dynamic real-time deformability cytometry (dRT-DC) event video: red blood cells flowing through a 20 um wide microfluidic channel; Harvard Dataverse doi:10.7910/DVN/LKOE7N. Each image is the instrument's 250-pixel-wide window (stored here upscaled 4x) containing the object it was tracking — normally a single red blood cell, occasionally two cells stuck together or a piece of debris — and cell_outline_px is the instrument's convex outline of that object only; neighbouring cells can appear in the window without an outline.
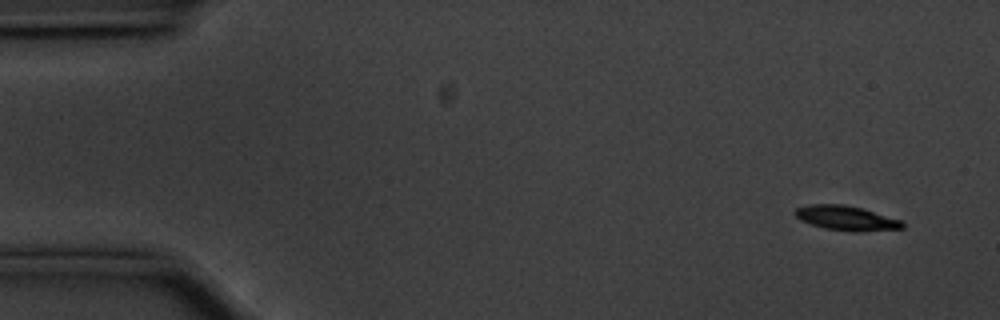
{"species": "common noctule bat (a hibernating species)", "species_latin": "Nyctalus noctula", "temperature_condition": "cold", "stored_images_in_passage": 54, "camera_frame_rate_fps": 3000, "um_per_image_px": 0.085, "animal": {"sex": "male", "body_mass_g": 20.1, "forearm_length_mm": 53.5}, "frame": {"image": 1, "passage_image": 1, "time_ms": 0.0, "image_size_px": [1000, 320], "cell_outline_px": [[904, 228], [856, 232], [852, 232], [824, 228], [800, 220], [792, 212], [796, 208], [808, 204], [844, 204], [864, 208], [904, 220]], "centroid_in_image_um": [71.97, 18.53], "position_along_channel_um": 13.0, "area_um2": 15.72}}
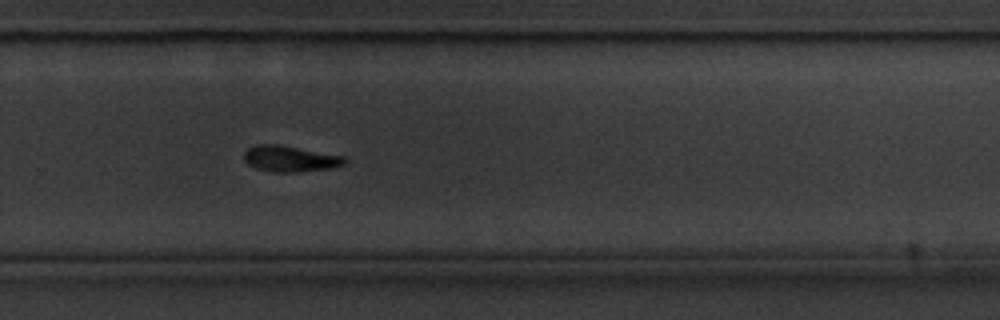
{"frame": {"image": 2, "passage_image": 35, "time_ms": 11.333, "image_size_px": [1000, 320], "cell_outline_px": [[348, 160], [344, 164], [328, 168], [296, 172], [272, 172], [256, 168], [248, 164], [244, 160], [244, 152], [248, 148], [260, 144], [276, 144], [344, 156]], "centroid_in_image_um": [24.63, 13.49], "position_along_channel_um": 305.2, "area_um2": 15.03}}
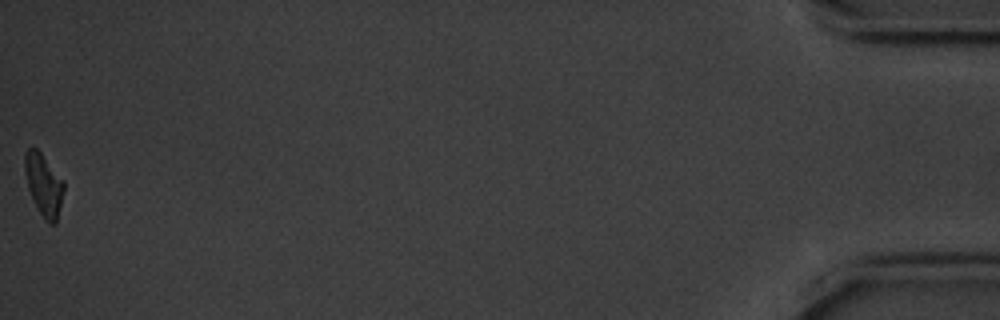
{"frame": {"image": 3, "passage_image": 54, "time_ms": 17.667, "image_size_px": [1000, 320], "cell_outline_px": [[64, 188], [56, 224], [48, 224], [44, 220], [32, 200], [28, 188], [24, 172], [24, 152], [28, 148], [36, 148], [40, 152], [64, 180]], "centroid_in_image_um": [3.7, 15.71], "position_along_channel_um": 431.5, "area_um2": 14.28}}